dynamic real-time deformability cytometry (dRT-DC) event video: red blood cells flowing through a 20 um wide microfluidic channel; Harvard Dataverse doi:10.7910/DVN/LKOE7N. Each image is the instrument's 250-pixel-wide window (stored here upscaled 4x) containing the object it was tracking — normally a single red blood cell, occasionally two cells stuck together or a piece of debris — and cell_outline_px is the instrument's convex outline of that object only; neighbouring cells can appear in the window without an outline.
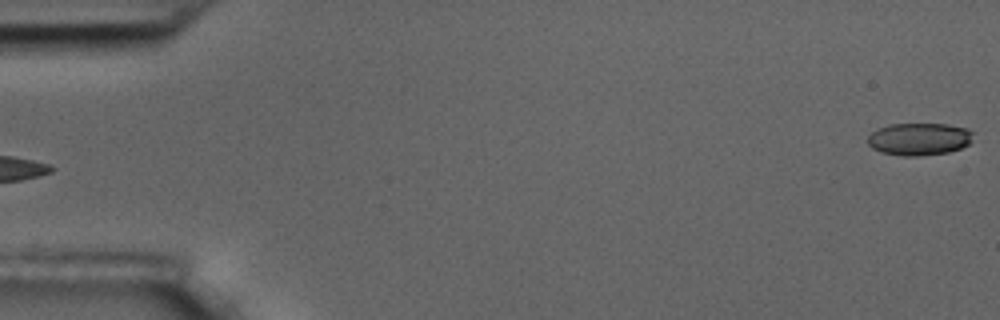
{"species": "common noctule bat (a hibernating species)", "species_latin": "Nyctalus noctula", "temperature_condition": "room temperature", "stored_images_in_passage": 5, "segment_of_instrument_passage": [2, 2], "camera_frame_rate_fps": 3000, "um_per_image_px": 0.085, "animal": {"sex": "male", "body_mass_g": 17.5, "forearm_length_mm": 52.3}, "frame": {"image": 1, "passage_image": 5, "time_ms": 1.333, "image_size_px": [1000, 320], "cell_outline_px": [[972, 132], [968, 144], [960, 148], [948, 152], [916, 156], [904, 156], [880, 152], [872, 148], [868, 144], [868, 136], [876, 128], [888, 124], [948, 124], [968, 128]], "centroid_in_image_um": [78.08, 11.81], "position_along_channel_um": 6.9, "area_um2": 19.88}}